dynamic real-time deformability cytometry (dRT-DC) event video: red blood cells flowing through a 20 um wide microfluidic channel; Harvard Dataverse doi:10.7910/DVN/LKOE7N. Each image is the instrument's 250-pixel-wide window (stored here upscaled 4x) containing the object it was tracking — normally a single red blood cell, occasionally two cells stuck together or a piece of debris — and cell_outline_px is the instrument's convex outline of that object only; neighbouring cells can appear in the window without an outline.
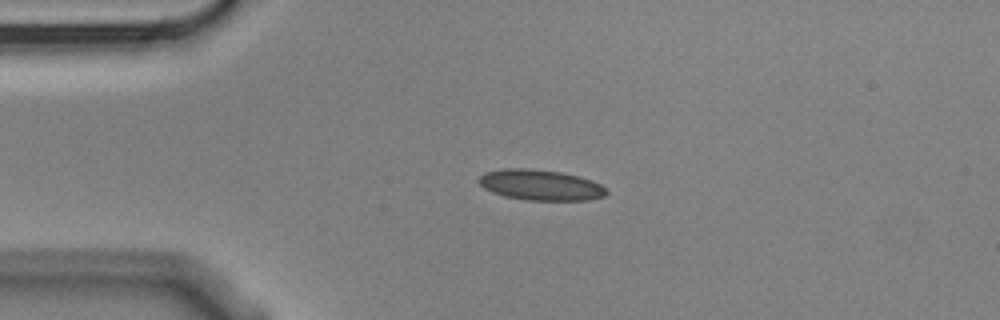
{"species": "Egyptian fruit bat (a non-hibernating species)", "species_latin": "Rousettus aegyptiacus", "temperature_condition": "cold", "stored_images_in_passage": 3, "camera_frame_rate_fps": 3000, "um_per_image_px": 0.085, "animal": {"sex": "male"}, "frame": {"image": 1, "passage_image": 3, "time_ms": 0.667, "image_size_px": [1000, 320], "cell_outline_px": [[608, 192], [604, 196], [588, 200], [524, 200], [504, 196], [492, 192], [484, 188], [476, 180], [484, 172], [504, 168], [528, 168], [560, 172], [580, 176], [592, 180], [608, 188]], "centroid_in_image_um": [45.94, 15.72], "position_along_channel_um": 39.1, "area_um2": 23.0}}